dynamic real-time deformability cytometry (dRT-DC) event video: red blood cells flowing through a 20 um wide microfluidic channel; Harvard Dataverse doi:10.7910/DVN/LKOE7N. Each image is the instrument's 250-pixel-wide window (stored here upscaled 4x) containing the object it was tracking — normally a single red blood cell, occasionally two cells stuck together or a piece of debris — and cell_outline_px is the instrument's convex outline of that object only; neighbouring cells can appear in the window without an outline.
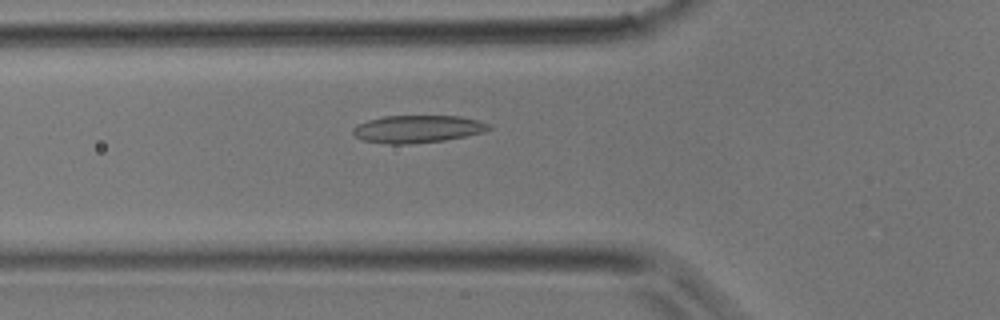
{"species": "common noctule bat (a hibernating species)", "species_latin": "Nyctalus noctula", "temperature_condition": "room temperature", "stored_images_in_passage": 33, "camera_frame_rate_fps": 3000, "um_per_image_px": 0.085, "animal": {"sex": "male", "body_mass_g": 17.9}, "frame": {"image": 1, "passage_image": 8, "time_ms": 2.333, "image_size_px": [1000, 320], "cell_outline_px": [[492, 128], [484, 132], [444, 140], [408, 144], [388, 144], [360, 140], [352, 132], [352, 128], [356, 124], [368, 120], [384, 116], [460, 116], [480, 120], [492, 124]], "centroid_in_image_um": [35.49, 10.96], "position_along_channel_um": 90.3, "area_um2": 21.96}}
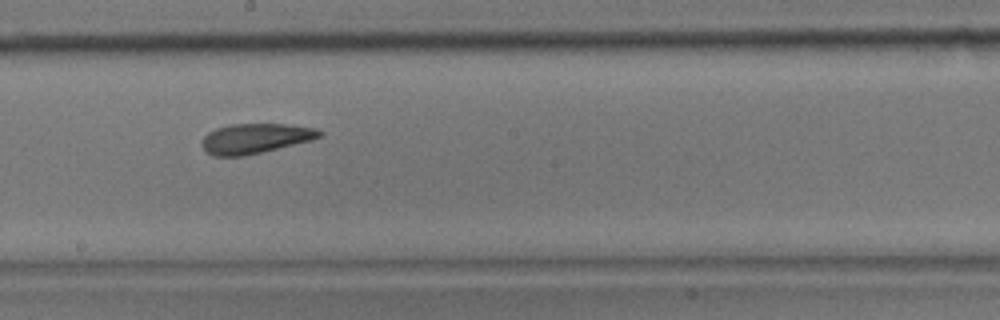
{"frame": {"image": 2, "passage_image": 16, "time_ms": 5.0, "image_size_px": [1000, 320], "cell_outline_px": [[324, 136], [312, 140], [244, 156], [212, 156], [200, 144], [204, 136], [208, 132], [216, 128], [232, 124], [284, 124], [316, 128], [324, 132]], "centroid_in_image_um": [21.71, 11.76], "position_along_channel_um": 226.5, "area_um2": 20.52}}
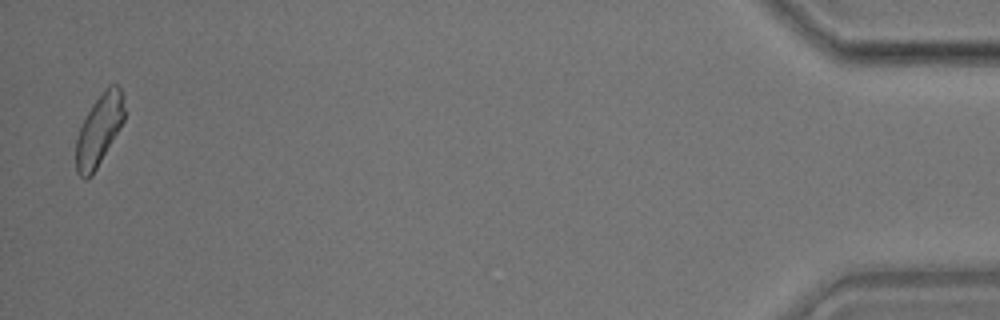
{"frame": {"image": 3, "passage_image": 33, "time_ms": 10.667, "image_size_px": [1000, 320], "cell_outline_px": [[124, 120], [120, 128], [92, 176], [84, 180], [76, 172], [76, 136], [92, 104], [112, 84], [116, 84], [124, 92]], "centroid_in_image_um": [8.42, 11.09], "position_along_channel_um": 426.8, "area_um2": 19.83}}